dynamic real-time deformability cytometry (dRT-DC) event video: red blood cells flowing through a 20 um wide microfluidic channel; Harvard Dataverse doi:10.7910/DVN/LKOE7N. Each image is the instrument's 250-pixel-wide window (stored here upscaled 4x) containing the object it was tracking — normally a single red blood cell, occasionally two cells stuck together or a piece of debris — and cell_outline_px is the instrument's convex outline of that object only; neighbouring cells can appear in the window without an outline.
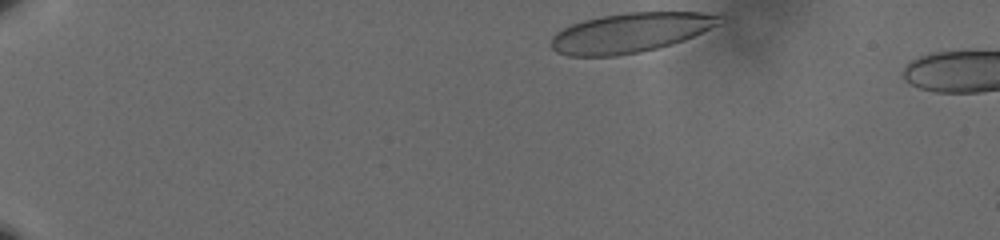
{"species": "human", "species_latin": "Homo sapiens", "temperature_condition": "cold", "stored_images_in_passage": 10, "camera_frame_rate_fps": 3000, "um_per_image_px": 0.085, "donor": {"sex": "male"}, "frame": {"image": 1, "passage_image": 1, "time_ms": 0.0, "image_size_px": [1000, 240], "cell_outline_px": [[724, 16], [716, 24], [684, 40], [672, 44], [640, 52], [616, 56], [568, 56], [556, 52], [552, 48], [552, 36], [556, 32], [572, 24], [584, 20], [600, 16], [624, 12], [720, 12]], "centroid_in_image_um": [53.57, 2.76], "position_along_channel_um": 31.4, "area_um2": 38.84}}